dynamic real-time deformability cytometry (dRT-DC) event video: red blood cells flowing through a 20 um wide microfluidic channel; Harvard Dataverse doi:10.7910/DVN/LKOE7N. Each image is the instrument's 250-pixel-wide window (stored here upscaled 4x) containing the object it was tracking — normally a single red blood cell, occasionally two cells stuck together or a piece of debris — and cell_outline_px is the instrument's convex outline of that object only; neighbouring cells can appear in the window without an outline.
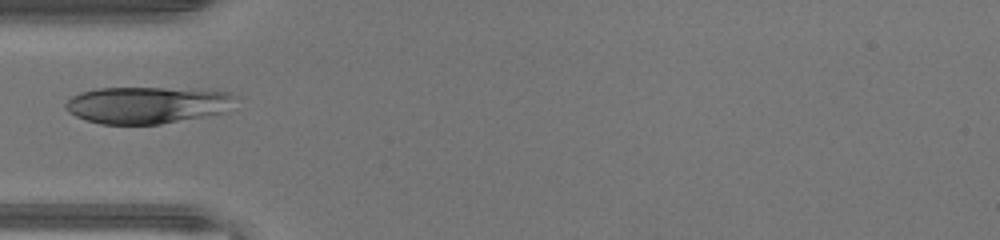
{"species": "human", "species_latin": "Homo sapiens", "temperature_condition": "warm", "stored_images_in_passage": 32, "camera_frame_rate_fps": 3000, "um_per_image_px": 0.085, "donor": {"sex": "male"}, "frame": {"image": 1, "passage_image": 1, "time_ms": 0.0, "image_size_px": [1000, 240], "cell_outline_px": [[240, 96], [228, 112], [160, 124], [100, 124], [76, 116], [68, 112], [64, 108], [64, 104], [72, 96], [80, 92], [96, 88], [164, 88], [228, 92]], "centroid_in_image_um": [12.54, 8.93], "position_along_channel_um": 72.5, "area_um2": 36.7}}
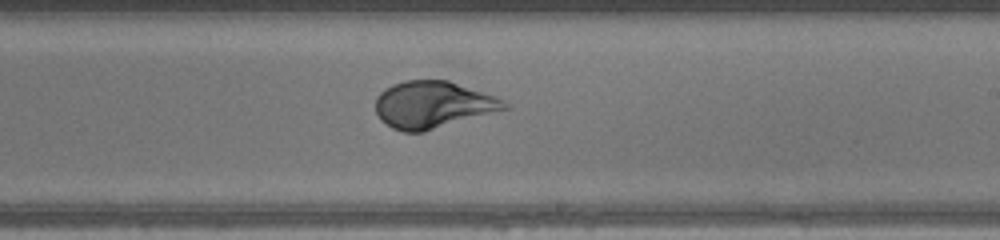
{"frame": {"image": 2, "passage_image": 13, "time_ms": 4.0, "image_size_px": [1000, 240], "cell_outline_px": [[512, 108], [424, 132], [404, 132], [392, 128], [380, 120], [376, 112], [376, 96], [384, 88], [392, 84], [404, 80], [448, 80], [496, 96], [512, 104]], "centroid_in_image_um": [36.83, 8.9], "position_along_channel_um": 252.2, "area_um2": 35.84}}
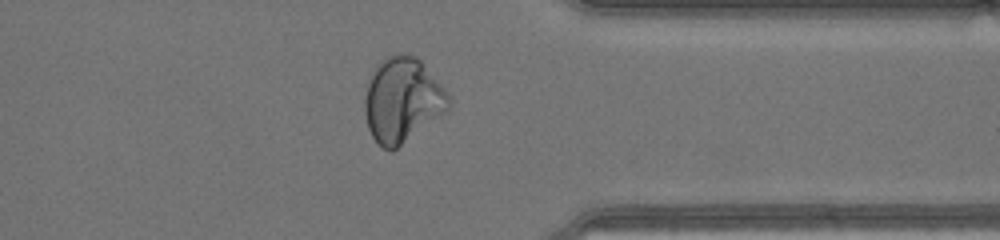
{"frame": {"image": 3, "passage_image": 22, "time_ms": 7.0, "image_size_px": [1000, 240], "cell_outline_px": [[452, 104], [448, 112], [392, 152], [384, 148], [372, 136], [368, 128], [364, 112], [364, 100], [368, 84], [372, 72], [376, 64], [380, 60], [388, 56], [400, 52], [416, 56], [420, 60], [444, 88], [452, 100]], "centroid_in_image_um": [34.23, 8.51], "position_along_channel_um": 377.2, "area_um2": 41.91}}